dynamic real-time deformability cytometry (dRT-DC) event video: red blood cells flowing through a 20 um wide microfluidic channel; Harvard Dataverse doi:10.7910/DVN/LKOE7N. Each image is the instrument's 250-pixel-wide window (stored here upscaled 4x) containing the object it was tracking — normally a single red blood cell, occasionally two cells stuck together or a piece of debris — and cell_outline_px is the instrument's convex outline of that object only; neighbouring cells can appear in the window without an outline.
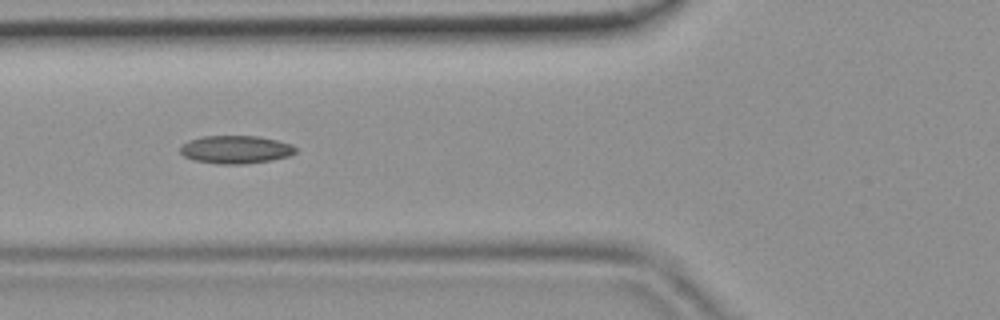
{"species": "common noctule bat (a hibernating species)", "species_latin": "Nyctalus noctula", "temperature_condition": "room temperature", "stored_images_in_passage": 36, "camera_frame_rate_fps": 3000, "um_per_image_px": 0.085, "animal": {"sex": "female", "body_mass_g": 19.9}, "frame": {"image": 1, "passage_image": 7, "time_ms": 2.0, "image_size_px": [1000, 320], "cell_outline_px": [[296, 152], [288, 156], [272, 160], [244, 164], [216, 164], [192, 160], [184, 156], [180, 152], [180, 148], [188, 140], [204, 136], [256, 136], [276, 140], [292, 144], [296, 148]], "centroid_in_image_um": [20.02, 12.72], "position_along_channel_um": 105.8, "area_um2": 18.84}}
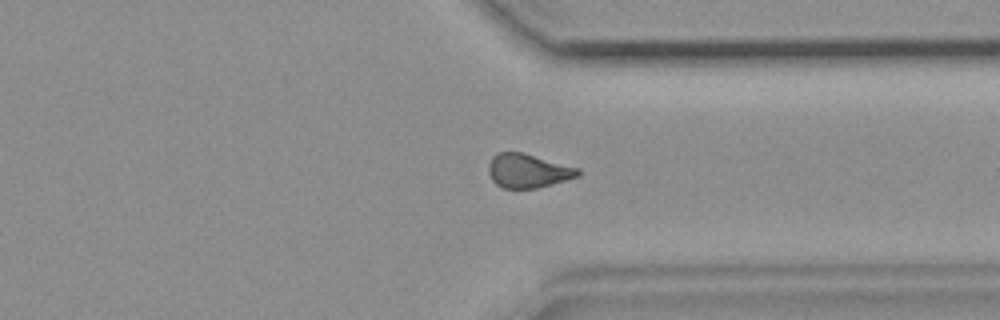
{"frame": {"image": 2, "passage_image": 25, "time_ms": 8.0, "image_size_px": [1000, 320], "cell_outline_px": [[580, 176], [552, 184], [536, 188], [504, 188], [496, 184], [492, 180], [488, 172], [488, 164], [492, 156], [500, 152], [520, 152], [580, 168]], "centroid_in_image_um": [44.87, 14.52], "position_along_channel_um": 366.5, "area_um2": 17.63}}
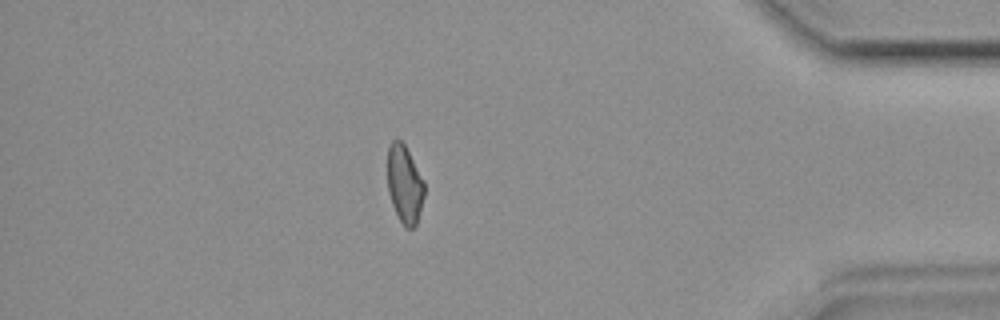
{"frame": {"image": 3, "passage_image": 30, "time_ms": 9.667, "image_size_px": [1000, 320], "cell_outline_px": [[424, 196], [416, 224], [412, 228], [404, 228], [392, 204], [388, 192], [388, 144], [392, 140], [400, 140], [404, 144], [424, 180]], "centroid_in_image_um": [34.38, 15.65], "position_along_channel_um": 400.8, "area_um2": 16.59}}